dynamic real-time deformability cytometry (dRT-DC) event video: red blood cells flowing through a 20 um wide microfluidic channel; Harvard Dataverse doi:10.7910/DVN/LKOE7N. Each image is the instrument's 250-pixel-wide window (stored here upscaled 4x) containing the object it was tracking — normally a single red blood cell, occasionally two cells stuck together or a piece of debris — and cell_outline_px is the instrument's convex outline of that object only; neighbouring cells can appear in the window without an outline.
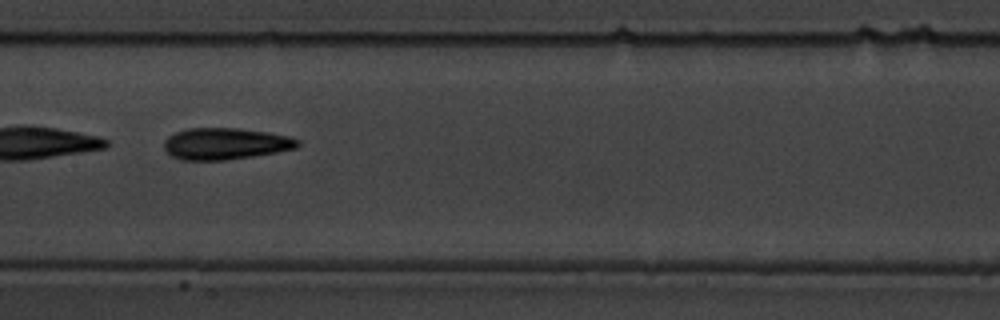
{"species": "common noctule bat (a hibernating species)", "species_latin": "Nyctalus noctula", "temperature_condition": "warm", "stored_images_in_passage": 54, "camera_frame_rate_fps": 3000, "um_per_image_px": 0.085, "animal": {"sex": "male", "body_mass_g": 19.5, "forearm_length_mm": 54.6}, "frame": {"image": 1, "passage_image": 27, "time_ms": 8.667, "image_size_px": [1000, 320], "cell_outline_px": [[300, 144], [296, 148], [276, 152], [228, 160], [180, 160], [172, 156], [164, 148], [164, 140], [168, 136], [176, 132], [188, 128], [240, 128], [268, 132], [288, 136], [300, 140]], "centroid_in_image_um": [19.15, 12.21], "position_along_channel_um": 188.2, "area_um2": 24.68}, "authors_computed_cell_mechanics": {"area_um2": 24.5939, "velocity_mm_per_s": 3.6242, "shape_relaxation_time_tau1_ms": 4.5815, "shape_relaxation_time_tau2_ms": 3.7182, "deformation_change_tau1": 0.1643, "deformation_change_tau2": 0.1174}}